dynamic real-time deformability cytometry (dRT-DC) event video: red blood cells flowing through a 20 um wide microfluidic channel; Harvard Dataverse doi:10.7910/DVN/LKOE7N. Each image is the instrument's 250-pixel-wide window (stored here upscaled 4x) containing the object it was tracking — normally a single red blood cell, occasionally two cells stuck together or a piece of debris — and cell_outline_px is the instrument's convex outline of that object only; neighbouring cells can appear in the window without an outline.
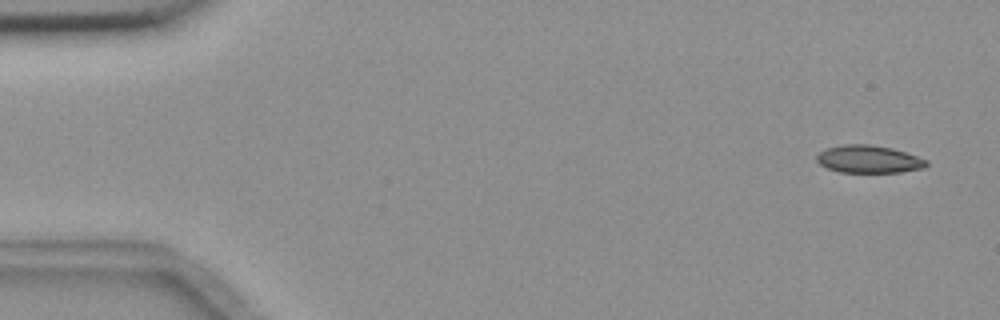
{"species": "common noctule bat (a hibernating species)", "species_latin": "Nyctalus noctula", "temperature_condition": "room temperature", "stored_images_in_passage": 5, "camera_frame_rate_fps": 3000, "um_per_image_px": 0.085, "animal": {"sex": "female", "body_mass_g": 18.4}, "frame": {"image": 1, "passage_image": 1, "time_ms": 0.0, "image_size_px": [1000, 320], "cell_outline_px": [[928, 164], [924, 168], [900, 172], [840, 172], [828, 168], [820, 164], [816, 160], [816, 156], [820, 152], [828, 148], [844, 144], [868, 144], [892, 148], [928, 160]], "centroid_in_image_um": [73.85, 13.53], "position_along_channel_um": 11.2, "area_um2": 17.51}}
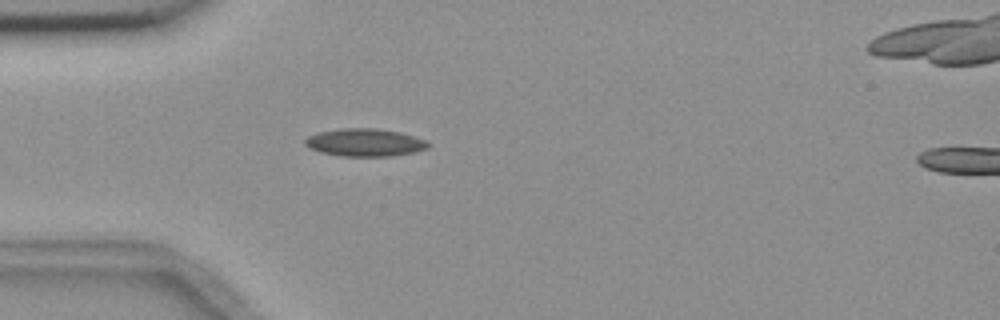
{"frame": {"image": 2, "passage_image": 5, "time_ms": 4.333, "image_size_px": [1000, 320], "cell_outline_px": [[432, 144], [428, 148], [412, 152], [392, 156], [340, 156], [320, 152], [304, 144], [304, 140], [308, 136], [316, 132], [344, 128], [376, 128], [400, 132], [416, 136], [428, 140]], "centroid_in_image_um": [31.05, 12.1], "position_along_channel_um": 54.0, "area_um2": 20.06}}